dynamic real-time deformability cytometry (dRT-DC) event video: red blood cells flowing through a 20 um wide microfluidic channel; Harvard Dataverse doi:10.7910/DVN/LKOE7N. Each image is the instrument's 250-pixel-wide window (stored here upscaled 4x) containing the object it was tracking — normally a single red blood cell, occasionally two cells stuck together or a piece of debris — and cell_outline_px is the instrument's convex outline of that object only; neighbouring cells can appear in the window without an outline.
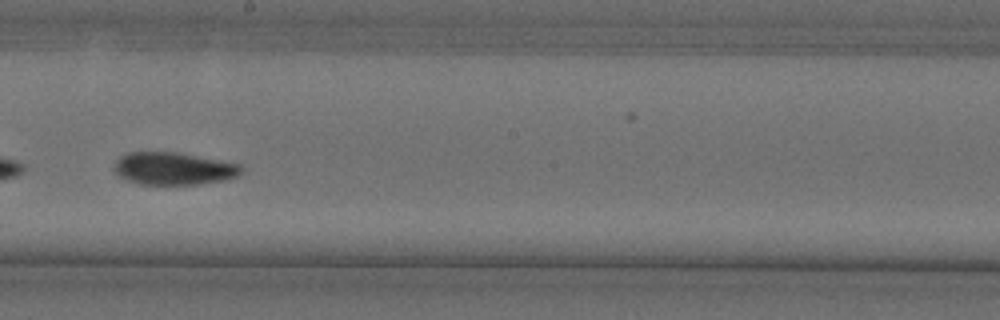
{"species": "Egyptian fruit bat (a non-hibernating species)", "species_latin": "Rousettus aegyptiacus", "temperature_condition": "cold", "stored_images_in_passage": 46, "camera_frame_rate_fps": 3000, "um_per_image_px": 0.085, "animal": {"sex": "female"}, "frame": {"image": 1, "passage_image": 32, "time_ms": 10.333, "image_size_px": [1000, 320], "cell_outline_px": [[244, 168], [236, 176], [224, 180], [196, 184], [140, 184], [116, 176], [112, 168], [112, 164], [120, 156], [128, 152], [176, 152], [220, 160], [240, 164]], "centroid_in_image_um": [14.68, 14.32], "position_along_channel_um": 233.5, "area_um2": 24.16}, "authors_computed_cell_mechanics": {"area_um2": 24.6228, "velocity_mm_per_s": 3.595, "shape_relaxation_time_tau1_ms": 6.406, "shape_relaxation_time_tau2_ms": 5.8908, "deformation_change_tau1": 0.1681, "deformation_change_tau2": 0.0938}}